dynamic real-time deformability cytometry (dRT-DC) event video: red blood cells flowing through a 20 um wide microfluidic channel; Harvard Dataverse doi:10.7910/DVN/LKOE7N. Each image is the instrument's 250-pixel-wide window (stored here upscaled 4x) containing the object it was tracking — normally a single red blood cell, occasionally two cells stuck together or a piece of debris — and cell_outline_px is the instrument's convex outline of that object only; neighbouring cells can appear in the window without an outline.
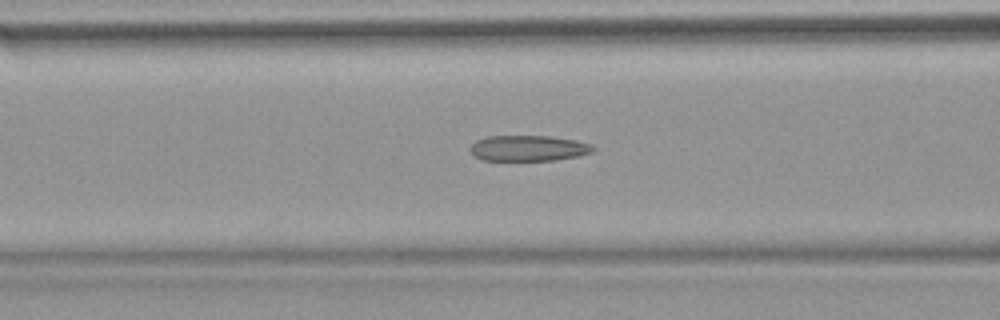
{"species": "common noctule bat (a hibernating species)", "species_latin": "Nyctalus noctula", "temperature_condition": "warm", "stored_images_in_passage": 54, "camera_frame_rate_fps": 3000, "um_per_image_px": 0.085, "animal": {"sex": "female", "body_mass_g": 18.4}, "frame": {"image": 1, "passage_image": 22, "time_ms": 7.0, "image_size_px": [1000, 320], "cell_outline_px": [[596, 148], [592, 152], [576, 156], [552, 160], [484, 160], [476, 156], [468, 148], [476, 140], [488, 136], [548, 136], [576, 140], [592, 144]], "centroid_in_image_um": [44.92, 12.59], "position_along_channel_um": 121.7, "area_um2": 18.26}}
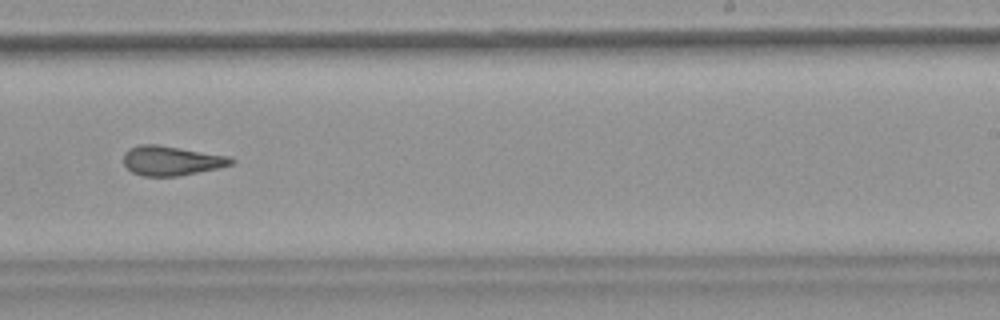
{"frame": {"image": 2, "passage_image": 34, "time_ms": 11.0, "image_size_px": [1000, 320], "cell_outline_px": [[236, 160], [232, 164], [220, 168], [176, 176], [144, 176], [132, 172], [124, 164], [124, 152], [128, 148], [140, 144], [156, 144], [228, 156]], "centroid_in_image_um": [14.55, 13.65], "position_along_channel_um": 274.4, "area_um2": 18.44}}
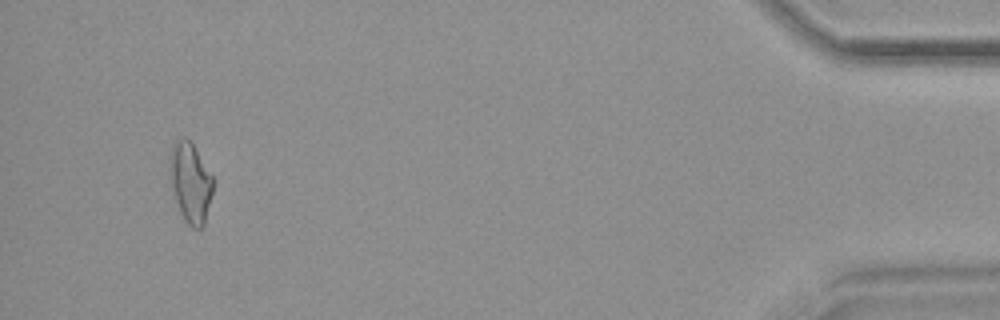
{"frame": {"image": 3, "passage_image": 51, "time_ms": 16.667, "image_size_px": [1000, 320], "cell_outline_px": [[212, 192], [204, 224], [200, 228], [192, 228], [184, 220], [180, 212], [168, 180], [168, 156], [172, 144], [176, 140], [188, 140], [192, 144], [212, 176]], "centroid_in_image_um": [16.12, 15.52], "position_along_channel_um": 419.1, "area_um2": 20.11}, "authors_computed_cell_mechanics": {"area_um2": 19.5075, "velocity_mm_per_s": 3.8294, "shape_relaxation_time_tau1_ms": null, "shape_relaxation_time_tau2_ms": 1.8461, "deformation_change_tau1": null, "deformation_change_tau2": 0.1023}}